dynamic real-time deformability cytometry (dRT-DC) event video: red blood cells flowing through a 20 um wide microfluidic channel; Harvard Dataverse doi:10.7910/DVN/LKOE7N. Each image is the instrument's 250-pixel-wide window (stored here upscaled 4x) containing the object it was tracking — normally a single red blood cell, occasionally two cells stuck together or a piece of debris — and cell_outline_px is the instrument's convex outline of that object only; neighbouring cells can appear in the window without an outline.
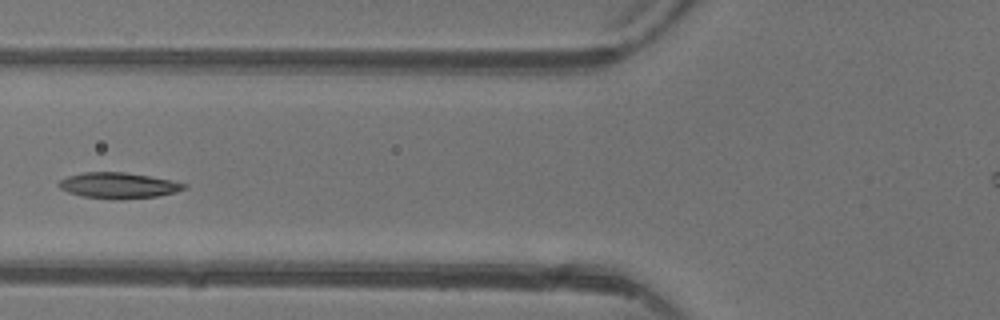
{"species": "common noctule bat (a hibernating species)", "species_latin": "Nyctalus noctula", "temperature_condition": "warm", "stored_images_in_passage": 4, "camera_frame_rate_fps": 3000, "um_per_image_px": 0.085, "animal": {"sex": "female"}, "frame": {"image": 1, "passage_image": 4, "time_ms": 3.333, "image_size_px": [1000, 320], "cell_outline_px": [[188, 188], [176, 192], [156, 196], [120, 200], [116, 200], [84, 196], [68, 192], [60, 188], [56, 184], [60, 180], [68, 176], [84, 172], [124, 172], [172, 180], [188, 184]], "centroid_in_image_um": [10.09, 15.77], "position_along_channel_um": 115.7, "area_um2": 18.9}}